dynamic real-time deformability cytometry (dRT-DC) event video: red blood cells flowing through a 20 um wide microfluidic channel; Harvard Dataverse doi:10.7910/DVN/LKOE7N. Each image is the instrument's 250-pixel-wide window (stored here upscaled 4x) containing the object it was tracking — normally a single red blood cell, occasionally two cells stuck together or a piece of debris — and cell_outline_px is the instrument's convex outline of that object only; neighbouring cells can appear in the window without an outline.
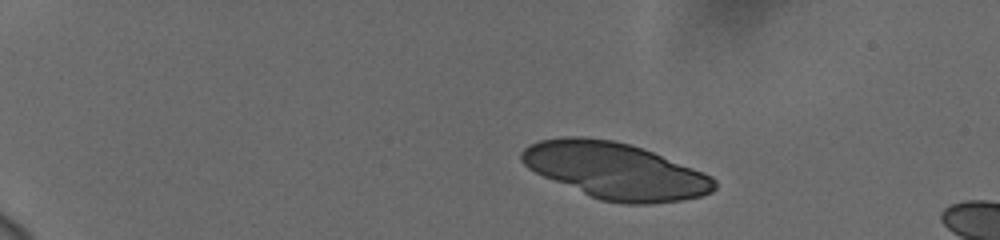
{"species": "human", "species_latin": "Homo sapiens", "temperature_condition": "cold", "stored_images_in_passage": 9, "camera_frame_rate_fps": 3000, "um_per_image_px": 0.085, "donor": {"sex": "female"}, "frame": {"image": 1, "passage_image": 1, "time_ms": 0.0, "image_size_px": [1000, 240], "cell_outline_px": [[716, 188], [712, 192], [700, 196], [680, 200], [648, 204], [628, 204], [600, 200], [544, 176], [528, 168], [520, 160], [520, 152], [528, 144], [540, 140], [564, 136], [580, 136], [612, 140], [628, 144], [652, 152], [704, 172], [712, 176], [716, 180]], "centroid_in_image_um": [52.29, 14.5], "position_along_channel_um": 32.7, "area_um2": 62.83}}